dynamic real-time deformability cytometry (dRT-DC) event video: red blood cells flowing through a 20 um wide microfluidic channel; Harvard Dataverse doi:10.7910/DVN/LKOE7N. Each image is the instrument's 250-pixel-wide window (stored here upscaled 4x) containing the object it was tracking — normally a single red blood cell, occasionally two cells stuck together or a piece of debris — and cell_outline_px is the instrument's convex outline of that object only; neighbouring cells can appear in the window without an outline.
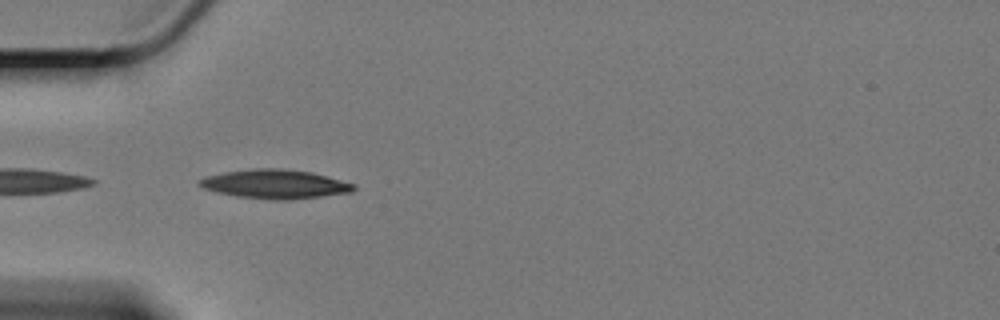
{"species": "Egyptian fruit bat (a non-hibernating species)", "species_latin": "Rousettus aegyptiacus", "temperature_condition": "cold", "stored_images_in_passage": 16, "camera_frame_rate_fps": 3000, "um_per_image_px": 0.085, "animal": {"sex": "female"}, "frame": {"image": 1, "passage_image": 1, "time_ms": 0.0, "image_size_px": [1000, 320], "cell_outline_px": [[356, 188], [352, 192], [288, 200], [276, 200], [236, 196], [204, 188], [196, 184], [196, 180], [204, 176], [224, 172], [256, 168], [280, 168], [312, 172], [356, 184]], "centroid_in_image_um": [23.36, 15.64], "position_along_channel_um": 61.6, "area_um2": 26.07}}